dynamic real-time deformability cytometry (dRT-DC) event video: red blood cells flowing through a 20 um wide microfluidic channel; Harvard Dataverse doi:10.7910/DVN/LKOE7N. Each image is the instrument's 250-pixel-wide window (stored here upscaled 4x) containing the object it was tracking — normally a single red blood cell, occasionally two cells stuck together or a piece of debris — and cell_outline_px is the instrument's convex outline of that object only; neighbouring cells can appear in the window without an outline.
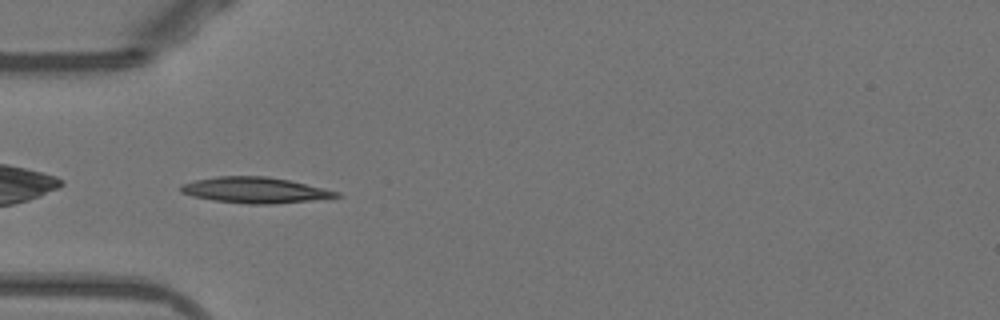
{"species": "Egyptian fruit bat (a non-hibernating species)", "species_latin": "Rousettus aegyptiacus", "temperature_condition": "warm", "stored_images_in_passage": 34, "camera_frame_rate_fps": 3000, "um_per_image_px": 0.085, "animal": {"sex": "female"}, "frame": {"image": 1, "passage_image": 1, "time_ms": 0.0, "image_size_px": [1000, 320], "cell_outline_px": [[344, 196], [312, 200], [272, 204], [248, 204], [212, 200], [192, 196], [180, 192], [180, 184], [196, 180], [216, 176], [268, 176], [288, 180], [324, 188], [340, 192]], "centroid_in_image_um": [21.67, 16.16], "position_along_channel_um": 63.3, "area_um2": 23.47}}
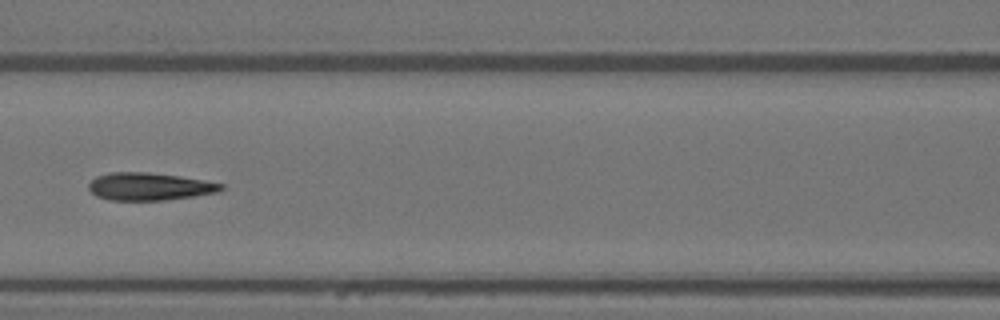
{"frame": {"image": 2, "passage_image": 8, "time_ms": 2.333, "image_size_px": [1000, 320], "cell_outline_px": [[224, 188], [220, 192], [164, 200], [108, 200], [96, 196], [88, 188], [88, 184], [96, 176], [112, 172], [148, 172], [180, 176], [204, 180], [224, 184]], "centroid_in_image_um": [12.7, 15.85], "position_along_channel_um": 153.9, "area_um2": 21.33}}
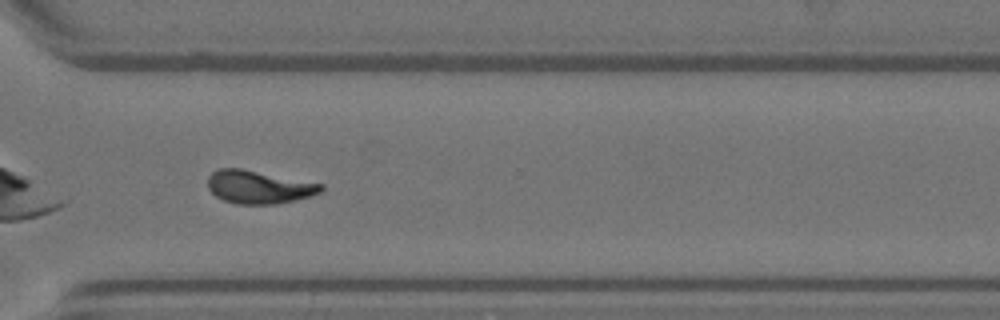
{"frame": {"image": 3, "passage_image": 23, "time_ms": 7.333, "image_size_px": [1000, 320], "cell_outline_px": [[324, 188], [320, 192], [312, 196], [276, 204], [236, 204], [224, 200], [216, 196], [208, 188], [208, 176], [212, 172], [220, 168], [240, 168], [324, 184]], "centroid_in_image_um": [22.0, 15.9], "position_along_channel_um": 348.6, "area_um2": 21.79}, "authors_computed_cell_mechanics": {"area_um2": 21.5016, "velocity_mm_per_s": 3.9082, "shape_relaxation_time_tau1_ms": 5.4416, "shape_relaxation_time_tau2_ms": 1.5255, "deformation_change_tau1": 0.2311, "deformation_change_tau2": 0.0914}}